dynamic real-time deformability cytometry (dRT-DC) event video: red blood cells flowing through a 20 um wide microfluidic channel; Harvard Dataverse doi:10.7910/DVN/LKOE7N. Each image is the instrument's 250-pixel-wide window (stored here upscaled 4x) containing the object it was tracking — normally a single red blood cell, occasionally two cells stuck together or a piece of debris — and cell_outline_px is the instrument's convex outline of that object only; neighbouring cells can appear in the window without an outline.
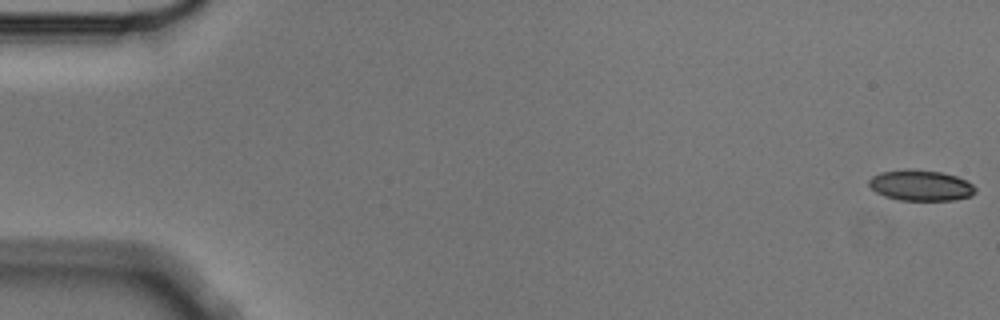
{"species": "Egyptian fruit bat (a non-hibernating species)", "species_latin": "Rousettus aegyptiacus", "temperature_condition": "cold", "stored_images_in_passage": 5, "camera_frame_rate_fps": 3000, "um_per_image_px": 0.085, "animal": {"sex": "male"}, "frame": {"image": 1, "passage_image": 1, "time_ms": 0.0, "image_size_px": [1000, 320], "cell_outline_px": [[976, 192], [972, 196], [956, 200], [900, 200], [884, 196], [876, 192], [868, 184], [868, 180], [872, 176], [880, 172], [940, 172], [956, 176], [968, 180], [976, 188]], "centroid_in_image_um": [78.32, 15.81], "position_along_channel_um": 6.7, "area_um2": 18.44}}
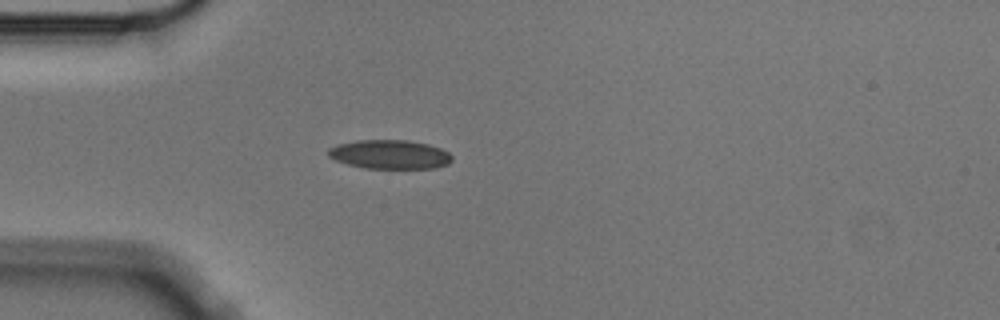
{"frame": {"image": 2, "passage_image": 5, "time_ms": 1.333, "image_size_px": [1000, 320], "cell_outline_px": [[452, 160], [448, 164], [432, 168], [364, 168], [348, 164], [336, 160], [328, 156], [328, 148], [336, 144], [356, 140], [408, 140], [428, 144], [440, 148], [448, 152], [452, 156]], "centroid_in_image_um": [33.11, 13.12], "position_along_channel_um": 51.9, "area_um2": 20.92}}